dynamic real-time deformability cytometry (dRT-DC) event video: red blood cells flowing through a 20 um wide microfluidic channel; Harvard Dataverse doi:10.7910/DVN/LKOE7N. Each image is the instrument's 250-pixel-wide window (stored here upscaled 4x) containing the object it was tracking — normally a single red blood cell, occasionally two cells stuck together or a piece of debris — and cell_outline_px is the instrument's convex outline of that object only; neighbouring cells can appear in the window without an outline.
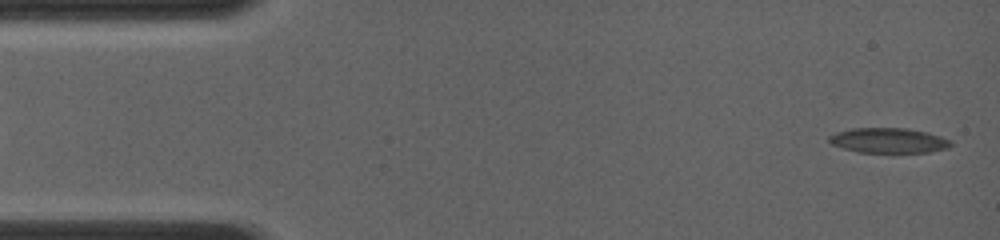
{"species": "common noctule bat (a hibernating species)", "species_latin": "Nyctalus noctula", "temperature_condition": "room temperature", "stored_images_in_passage": 40, "camera_frame_rate_fps": 4000, "um_per_image_px": 0.085, "animal": {"sex": "female", "body_mass_g": 19.0, "forearm_length_mm": 56.7}, "frame": {"image": 1, "passage_image": 1, "time_ms": 0.0, "image_size_px": [1000, 240], "cell_outline_px": [[952, 144], [948, 148], [928, 152], [860, 152], [844, 148], [832, 144], [828, 140], [828, 136], [836, 132], [852, 128], [908, 128], [928, 132], [952, 140]], "centroid_in_image_um": [75.55, 11.93], "position_along_channel_um": 9.4, "area_um2": 17.74}}
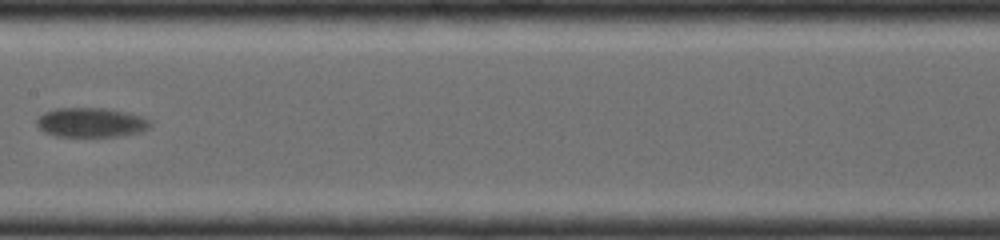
{"frame": {"image": 2, "passage_image": 18, "time_ms": 7.25, "image_size_px": [1000, 240], "cell_outline_px": [[152, 124], [148, 128], [140, 132], [120, 136], [56, 136], [44, 132], [36, 124], [36, 120], [44, 112], [56, 108], [104, 108], [124, 112], [140, 116], [152, 120]], "centroid_in_image_um": [7.74, 10.41], "position_along_channel_um": 199.7, "area_um2": 19.42}}
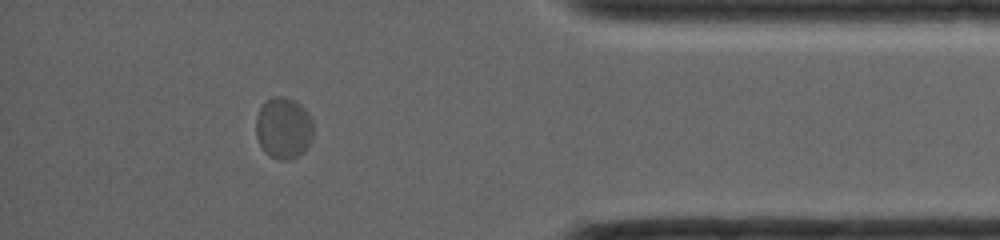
{"frame": {"image": 3, "passage_image": 34, "time_ms": 12.75, "image_size_px": [1000, 240], "cell_outline_px": [[312, 136], [308, 144], [296, 156], [288, 160], [280, 160], [264, 152], [256, 136], [256, 116], [260, 108], [272, 96], [284, 96], [300, 104], [308, 112], [312, 120]], "centroid_in_image_um": [24.08, 10.86], "position_along_channel_um": 411.1, "area_um2": 20.23}}